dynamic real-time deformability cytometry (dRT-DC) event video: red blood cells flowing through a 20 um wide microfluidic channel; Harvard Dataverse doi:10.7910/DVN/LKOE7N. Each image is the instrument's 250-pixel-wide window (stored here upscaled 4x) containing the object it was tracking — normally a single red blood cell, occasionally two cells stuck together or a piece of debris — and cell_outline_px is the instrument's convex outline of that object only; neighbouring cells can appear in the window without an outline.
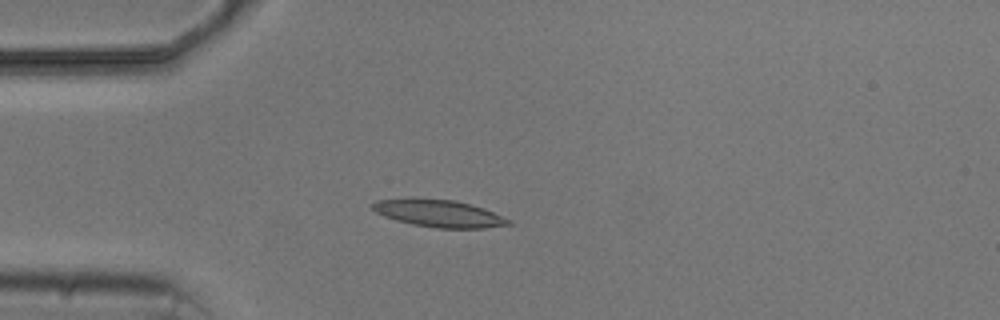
{"species": "common noctule bat (a hibernating species)", "species_latin": "Nyctalus noctula", "temperature_condition": "cold", "stored_images_in_passage": 5, "camera_frame_rate_fps": 3000, "um_per_image_px": 0.085, "animal": {"sex": "male", "body_mass_g": 20.5, "forearm_length_mm": 52.5}, "frame": {"image": 1, "passage_image": 1, "time_ms": 0.0, "image_size_px": [1000, 320], "cell_outline_px": [[512, 224], [484, 228], [436, 228], [412, 224], [396, 220], [384, 216], [376, 212], [368, 204], [376, 200], [412, 196], [456, 200], [484, 208], [512, 220]], "centroid_in_image_um": [37.24, 18.1], "position_along_channel_um": 47.8, "area_um2": 22.25}}
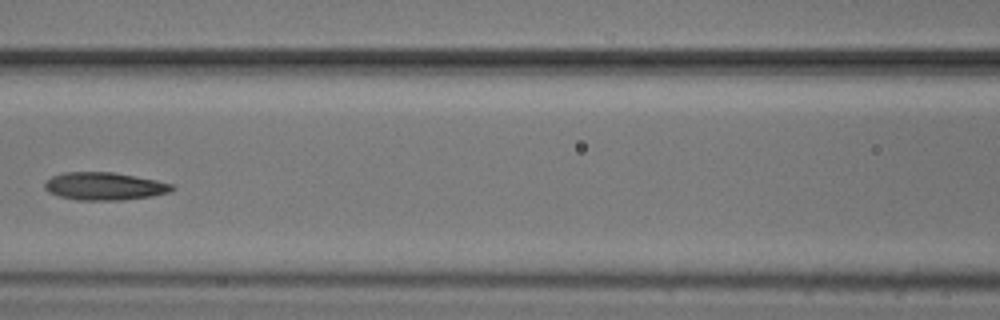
{"frame": {"image": 2, "passage_image": 4, "time_ms": 3.333, "image_size_px": [1000, 320], "cell_outline_px": [[176, 188], [168, 192], [152, 196], [120, 200], [76, 200], [60, 196], [48, 192], [44, 188], [44, 184], [52, 176], [64, 172], [112, 172], [156, 180], [172, 184]], "centroid_in_image_um": [8.86, 15.83], "position_along_channel_um": 157.7, "area_um2": 20.46}}
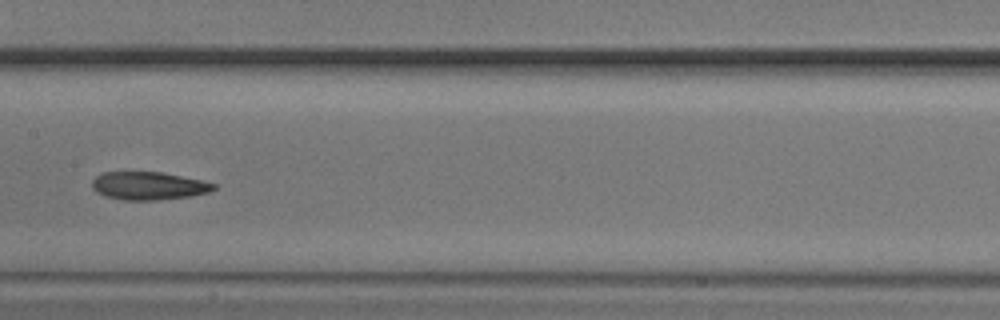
{"frame": {"image": 3, "passage_image": 5, "time_ms": 4.333, "image_size_px": [1000, 320], "cell_outline_px": [[216, 188], [208, 192], [192, 196], [156, 200], [124, 200], [104, 196], [96, 192], [92, 188], [92, 180], [96, 176], [104, 172], [160, 172], [200, 180], [216, 184]], "centroid_in_image_um": [12.6, 15.8], "position_along_channel_um": 194.8, "area_um2": 19.77}}